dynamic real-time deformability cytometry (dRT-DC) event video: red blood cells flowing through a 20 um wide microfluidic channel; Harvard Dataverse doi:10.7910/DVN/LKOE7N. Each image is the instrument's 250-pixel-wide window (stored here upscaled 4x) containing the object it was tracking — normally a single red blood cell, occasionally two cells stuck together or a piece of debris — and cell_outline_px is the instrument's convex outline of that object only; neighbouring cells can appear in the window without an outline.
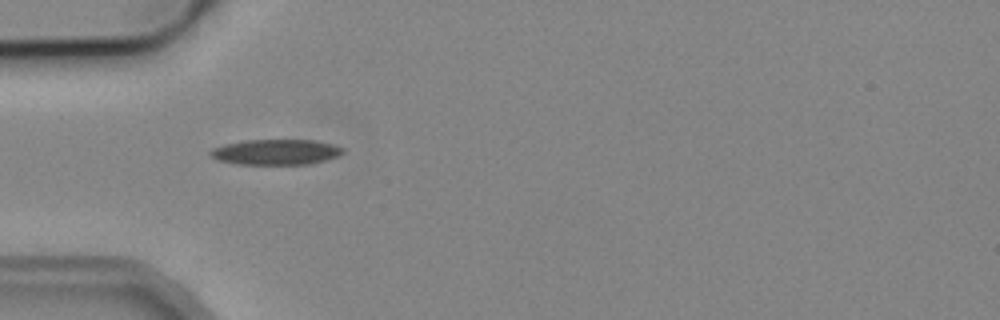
{"species": "common noctule bat (a hibernating species)", "species_latin": "Nyctalus noctula", "temperature_condition": "cold", "stored_images_in_passage": 6, "camera_frame_rate_fps": 3000, "um_per_image_px": 0.085, "animal": {"sex": "male", "body_mass_g": 19.2, "forearm_length_mm": 51.8}, "frame": {"image": 1, "passage_image": 5, "time_ms": 5.0, "image_size_px": [1000, 320], "cell_outline_px": [[344, 152], [340, 156], [308, 164], [236, 164], [216, 160], [208, 152], [212, 148], [224, 144], [244, 140], [316, 140], [332, 144], [344, 148]], "centroid_in_image_um": [23.44, 12.92], "position_along_channel_um": 61.6, "area_um2": 19.77}}